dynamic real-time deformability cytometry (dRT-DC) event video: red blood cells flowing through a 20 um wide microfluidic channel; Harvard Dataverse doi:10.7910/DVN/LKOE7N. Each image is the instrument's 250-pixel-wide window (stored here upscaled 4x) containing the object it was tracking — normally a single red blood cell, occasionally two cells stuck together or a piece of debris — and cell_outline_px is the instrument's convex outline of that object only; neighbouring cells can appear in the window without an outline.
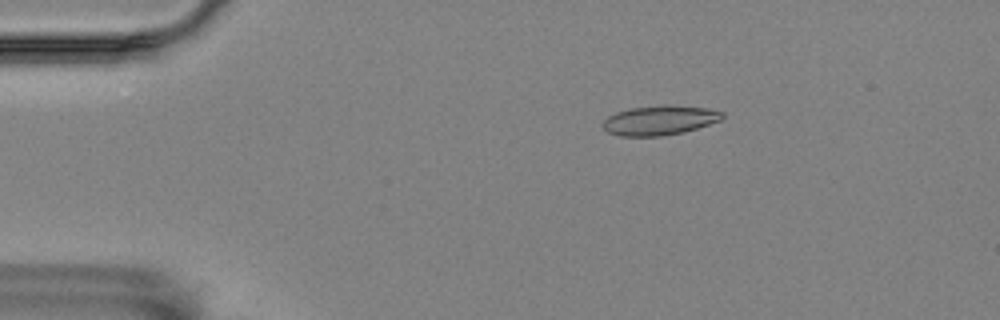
{"species": "Egyptian fruit bat (a non-hibernating species)", "species_latin": "Rousettus aegyptiacus", "temperature_condition": "room temperature", "stored_images_in_passage": 50, "camera_frame_rate_fps": 3000, "um_per_image_px": 0.085, "animal": {"sex": "female"}, "frame": {"image": 1, "passage_image": 3, "time_ms": 0.667, "image_size_px": [1000, 320], "cell_outline_px": [[724, 116], [720, 120], [684, 132], [660, 136], [620, 136], [608, 132], [600, 124], [608, 116], [616, 112], [632, 108], [668, 104], [704, 108], [724, 112]], "centroid_in_image_um": [56.04, 10.22], "position_along_channel_um": 29.0, "area_um2": 20.46}}
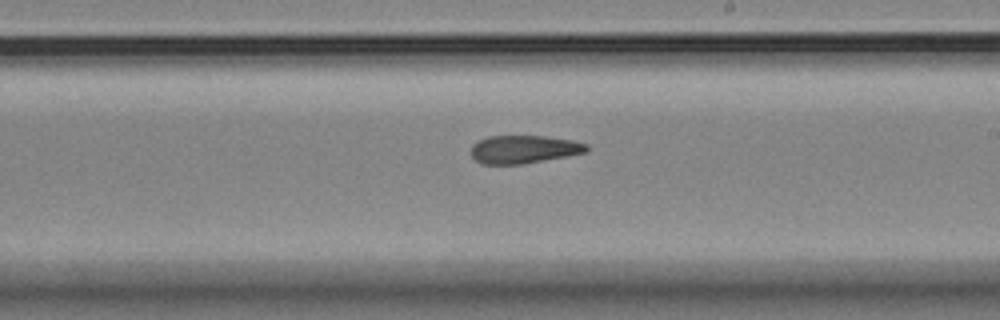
{"frame": {"image": 2, "passage_image": 26, "time_ms": 8.333, "image_size_px": [1000, 320], "cell_outline_px": [[588, 152], [524, 164], [484, 164], [476, 160], [472, 156], [472, 144], [488, 136], [544, 136], [572, 140], [588, 144]], "centroid_in_image_um": [44.55, 12.69], "position_along_channel_um": 244.4, "area_um2": 18.84}}
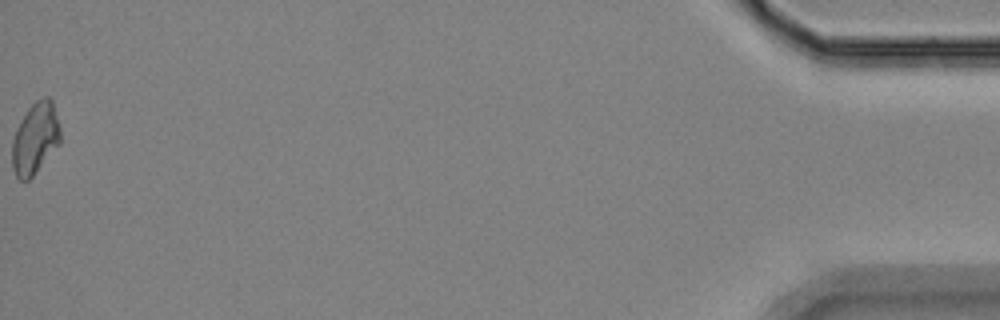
{"frame": {"image": 3, "passage_image": 50, "time_ms": 16.333, "image_size_px": [1000, 320], "cell_outline_px": [[60, 144], [32, 176], [28, 180], [20, 180], [16, 176], [12, 168], [12, 140], [16, 128], [28, 108], [36, 100], [44, 96], [48, 96], [52, 100], [60, 128]], "centroid_in_image_um": [2.99, 11.75], "position_along_channel_um": 432.2, "area_um2": 20.06}, "authors_computed_cell_mechanics": {"area_um2": 19.6231, "velocity_mm_per_s": 3.5346, "shape_relaxation_time_tau1_ms": null, "shape_relaxation_time_tau2_ms": 5.2051, "deformation_change_tau1": null, "deformation_change_tau2": 0.1279}}